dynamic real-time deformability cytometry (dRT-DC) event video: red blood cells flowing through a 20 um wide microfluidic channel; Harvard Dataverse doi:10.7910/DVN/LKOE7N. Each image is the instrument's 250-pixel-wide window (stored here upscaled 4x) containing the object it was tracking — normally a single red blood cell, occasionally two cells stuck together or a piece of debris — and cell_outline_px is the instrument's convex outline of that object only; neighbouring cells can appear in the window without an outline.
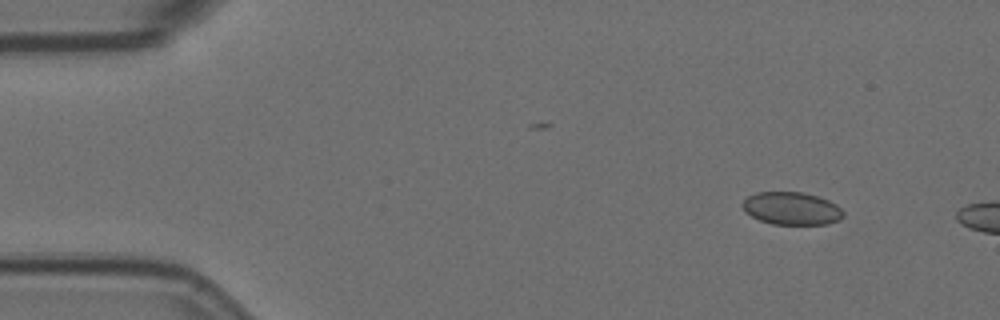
{"species": "Egyptian fruit bat (a non-hibernating species)", "species_latin": "Rousettus aegyptiacus", "temperature_condition": "room temperature", "stored_images_in_passage": 3, "camera_frame_rate_fps": 3000, "um_per_image_px": 0.085, "animal": {"sex": "female"}, "frame": {"image": 1, "passage_image": 1, "time_ms": 0.0, "image_size_px": [1000, 320], "cell_outline_px": [[844, 216], [840, 220], [828, 224], [772, 224], [760, 220], [744, 212], [740, 204], [748, 196], [756, 192], [804, 192], [828, 200], [836, 204], [844, 212]], "centroid_in_image_um": [67.28, 17.72], "position_along_channel_um": 17.7, "area_um2": 19.36}}